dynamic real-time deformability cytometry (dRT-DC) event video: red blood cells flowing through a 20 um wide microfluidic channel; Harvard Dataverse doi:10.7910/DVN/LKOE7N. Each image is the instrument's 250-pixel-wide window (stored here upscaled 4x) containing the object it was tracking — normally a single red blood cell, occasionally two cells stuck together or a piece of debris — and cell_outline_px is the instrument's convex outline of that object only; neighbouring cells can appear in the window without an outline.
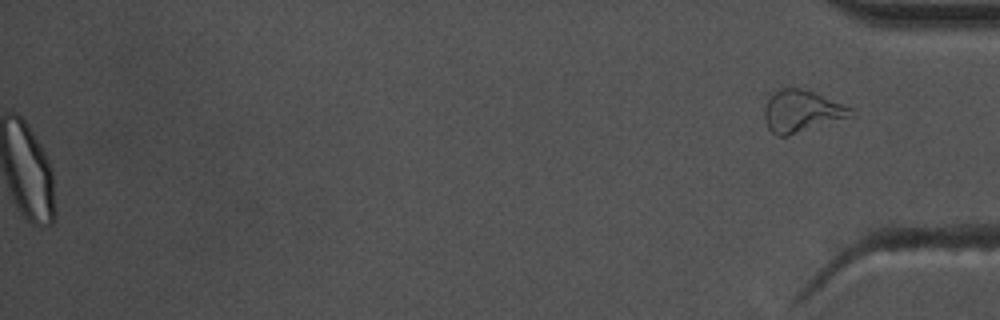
{"species": "common noctule bat (a hibernating species)", "species_latin": "Nyctalus noctula", "temperature_condition": "warm", "stored_images_in_passage": 57, "segment_of_instrument_passage": [2, 2], "camera_frame_rate_fps": 3000, "um_per_image_px": 0.085, "animal": {"sex": "male", "body_mass_g": 17.5, "forearm_length_mm": 52.3}, "frame": {"image": 1, "passage_image": 57, "time_ms": 18.667, "image_size_px": [1000, 320], "cell_outline_px": [[856, 116], [788, 136], [776, 136], [768, 128], [764, 116], [764, 108], [768, 100], [780, 88], [804, 88], [852, 108]], "centroid_in_image_um": [68.18, 9.48], "position_along_channel_um": 367.0, "area_um2": 21.21}}